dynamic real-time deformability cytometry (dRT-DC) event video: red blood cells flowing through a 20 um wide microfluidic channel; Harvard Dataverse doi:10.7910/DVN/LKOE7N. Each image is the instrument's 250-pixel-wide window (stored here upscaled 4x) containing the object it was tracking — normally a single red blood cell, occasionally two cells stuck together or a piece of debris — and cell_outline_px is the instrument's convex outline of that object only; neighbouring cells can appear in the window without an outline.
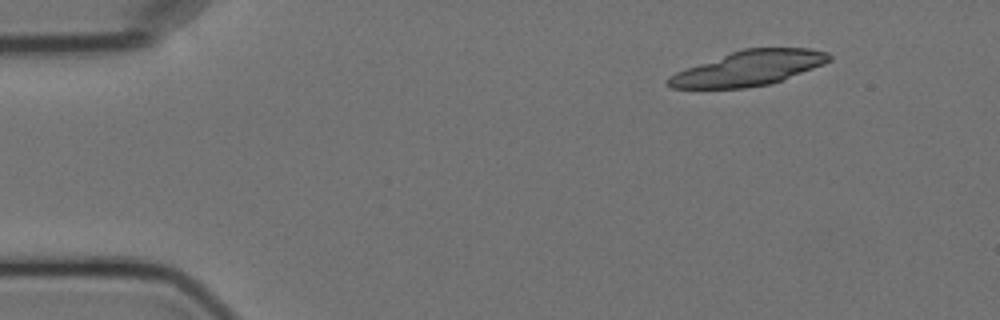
{"species": "Egyptian fruit bat (a non-hibernating species)", "species_latin": "Rousettus aegyptiacus", "temperature_condition": "cold", "stored_images_in_passage": 10, "camera_frame_rate_fps": 3000, "um_per_image_px": 0.085, "animal": {"sex": "female"}, "frame": {"image": 1, "passage_image": 2, "time_ms": 2.0, "image_size_px": [1000, 320], "cell_outline_px": [[832, 60], [824, 64], [772, 84], [744, 88], [672, 88], [664, 84], [664, 80], [668, 76], [676, 72], [732, 52], [744, 48], [808, 48], [828, 52], [832, 56]], "centroid_in_image_um": [63.65, 5.81], "position_along_channel_um": 21.4, "area_um2": 32.6}}